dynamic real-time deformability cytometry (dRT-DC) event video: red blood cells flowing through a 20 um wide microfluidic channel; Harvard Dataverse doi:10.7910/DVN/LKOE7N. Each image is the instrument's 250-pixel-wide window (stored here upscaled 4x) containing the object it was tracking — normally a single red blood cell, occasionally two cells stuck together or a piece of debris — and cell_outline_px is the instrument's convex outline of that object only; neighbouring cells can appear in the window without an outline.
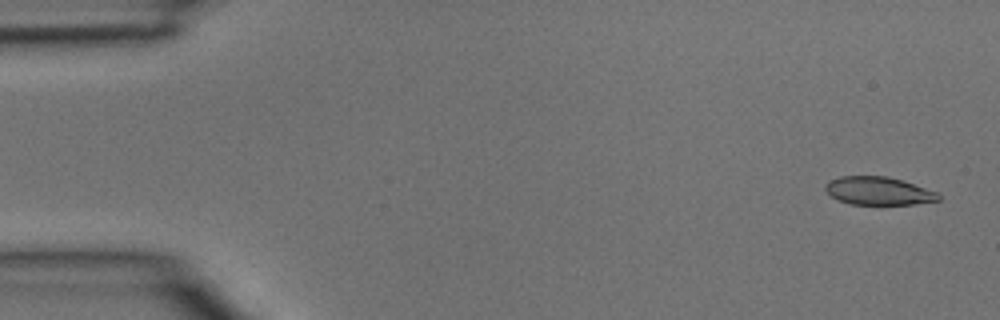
{"species": "common noctule bat (a hibernating species)", "species_latin": "Nyctalus noctula", "temperature_condition": "room temperature", "stored_images_in_passage": 5, "camera_frame_rate_fps": 3000, "um_per_image_px": 0.085, "animal": {"sex": "male", "body_mass_g": 15.6}, "frame": {"image": 1, "passage_image": 1, "time_ms": 0.0, "image_size_px": [1000, 320], "cell_outline_px": [[940, 200], [916, 204], [852, 204], [836, 200], [824, 188], [824, 184], [828, 180], [840, 176], [888, 176], [936, 192], [940, 196]], "centroid_in_image_um": [74.61, 16.22], "position_along_channel_um": 10.4, "area_um2": 18.38}}
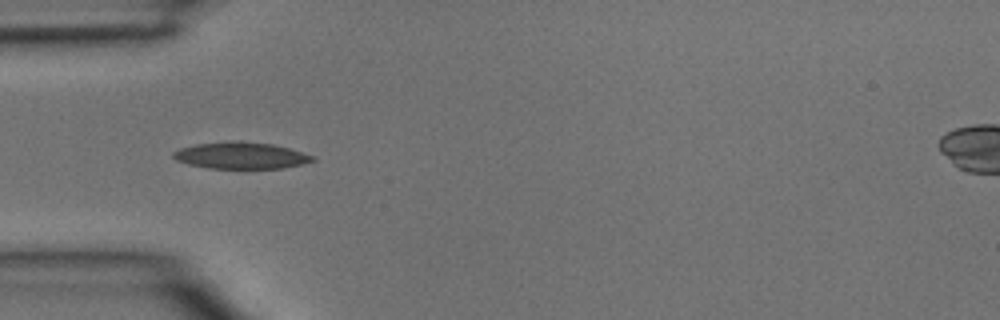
{"frame": {"image": 2, "passage_image": 4, "time_ms": 1.0, "image_size_px": [1000, 320], "cell_outline_px": [[316, 160], [284, 168], [208, 168], [188, 164], [176, 160], [172, 156], [172, 152], [180, 148], [196, 144], [240, 140], [272, 144], [288, 148], [312, 156]], "centroid_in_image_um": [20.43, 13.21], "position_along_channel_um": 64.6, "area_um2": 21.44}}